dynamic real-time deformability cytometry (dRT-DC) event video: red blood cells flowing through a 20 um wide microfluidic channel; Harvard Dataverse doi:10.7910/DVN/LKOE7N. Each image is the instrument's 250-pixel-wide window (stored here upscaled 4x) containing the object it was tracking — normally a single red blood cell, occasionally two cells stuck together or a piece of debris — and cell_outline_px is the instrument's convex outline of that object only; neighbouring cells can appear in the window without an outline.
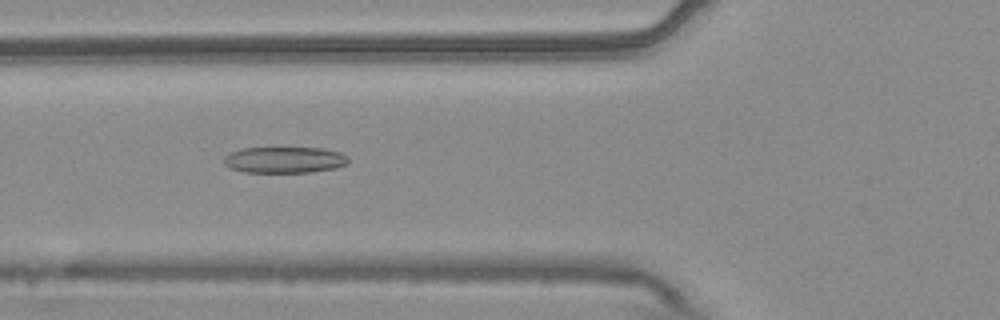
{"species": "common noctule bat (a hibernating species)", "species_latin": "Nyctalus noctula", "temperature_condition": "warm", "stored_images_in_passage": 54, "camera_frame_rate_fps": 3000, "um_per_image_px": 0.085, "animal": {"sex": "male", "body_mass_g": 20.4}, "frame": {"image": 1, "passage_image": 20, "time_ms": 6.333, "image_size_px": [1000, 320], "cell_outline_px": [[348, 164], [336, 168], [308, 172], [244, 172], [232, 168], [224, 164], [224, 156], [240, 148], [324, 148], [340, 152], [348, 156]], "centroid_in_image_um": [24.21, 13.58], "position_along_channel_um": 101.6, "area_um2": 19.02}}
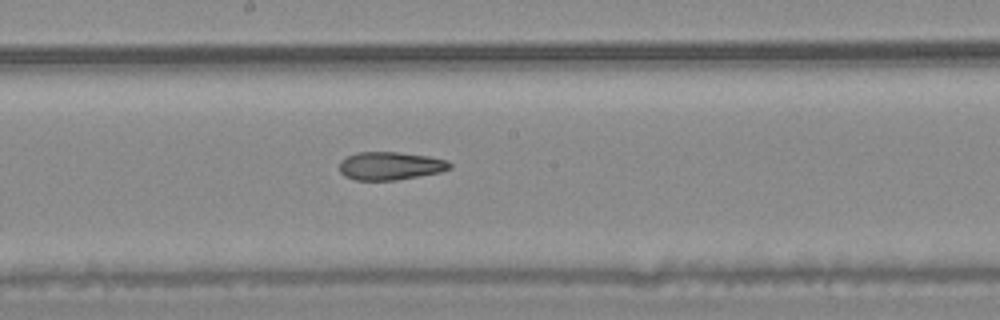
{"frame": {"image": 2, "passage_image": 29, "time_ms": 9.333, "image_size_px": [1000, 320], "cell_outline_px": [[452, 168], [440, 172], [396, 180], [356, 180], [344, 176], [340, 172], [340, 160], [356, 152], [396, 152], [428, 156], [448, 160], [452, 164]], "centroid_in_image_um": [33.18, 14.1], "position_along_channel_um": 215.0, "area_um2": 18.09}}
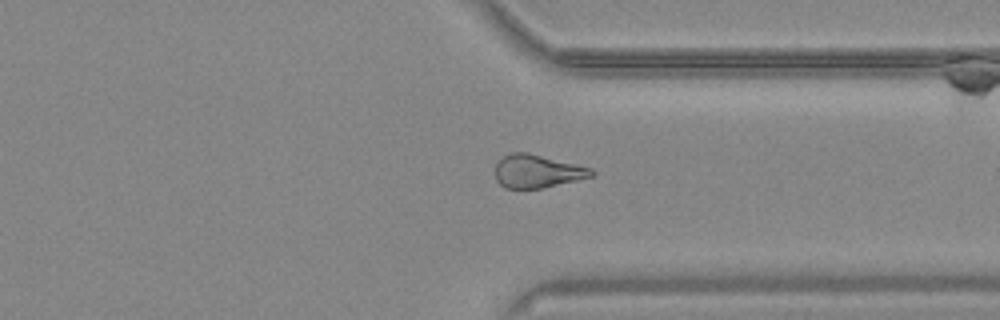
{"frame": {"image": 3, "passage_image": 41, "time_ms": 13.333, "image_size_px": [1000, 320], "cell_outline_px": [[596, 172], [592, 176], [544, 188], [504, 188], [496, 180], [496, 164], [504, 156], [512, 152], [528, 152], [592, 168]], "centroid_in_image_um": [45.67, 14.55], "position_along_channel_um": 365.7, "area_um2": 18.5}, "authors_computed_cell_mechanics": {"area_um2": 20.0277, "velocity_mm_per_s": 3.765, "shape_relaxation_time_tau1_ms": null, "shape_relaxation_time_tau2_ms": 2.9005, "deformation_change_tau1": null, "deformation_change_tau2": 0.1144}}